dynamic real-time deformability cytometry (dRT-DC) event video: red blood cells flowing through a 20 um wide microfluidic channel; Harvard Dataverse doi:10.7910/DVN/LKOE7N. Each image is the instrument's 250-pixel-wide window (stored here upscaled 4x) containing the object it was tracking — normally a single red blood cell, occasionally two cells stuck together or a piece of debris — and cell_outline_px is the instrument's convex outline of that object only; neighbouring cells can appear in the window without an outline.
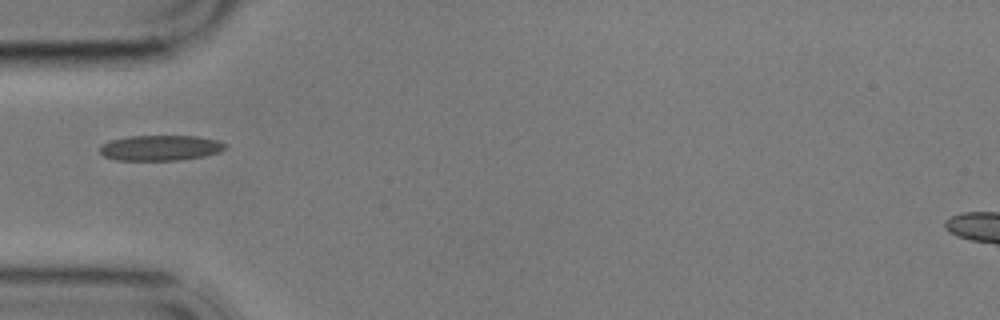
{"species": "common noctule bat (a hibernating species)", "species_latin": "Nyctalus noctula", "temperature_condition": "cold", "stored_images_in_passage": 3, "camera_frame_rate_fps": 3000, "um_per_image_px": 0.085, "animal": {"sex": "male", "body_mass_g": 17.9}, "frame": {"image": 1, "passage_image": 1, "time_ms": 0.0, "image_size_px": [1000, 320], "cell_outline_px": [[228, 144], [220, 152], [204, 156], [180, 160], [116, 160], [104, 156], [100, 152], [100, 144], [112, 140], [128, 136], [200, 136], [220, 140]], "centroid_in_image_um": [13.67, 12.56], "position_along_channel_um": 71.3, "area_um2": 18.73}}
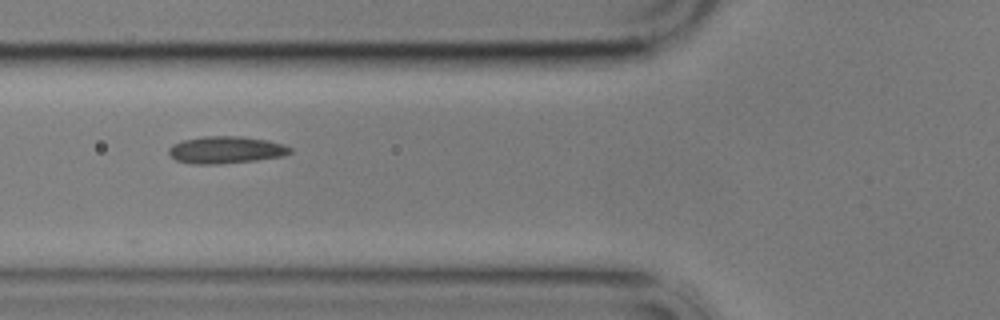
{"frame": {"image": 2, "passage_image": 2, "time_ms": 1.0, "image_size_px": [1000, 320], "cell_outline_px": [[292, 152], [284, 156], [256, 160], [220, 164], [192, 164], [176, 160], [168, 152], [168, 148], [172, 144], [184, 140], [204, 136], [240, 136], [268, 140], [284, 144], [292, 148]], "centroid_in_image_um": [19.22, 12.74], "position_along_channel_um": 106.6, "area_um2": 19.31}}
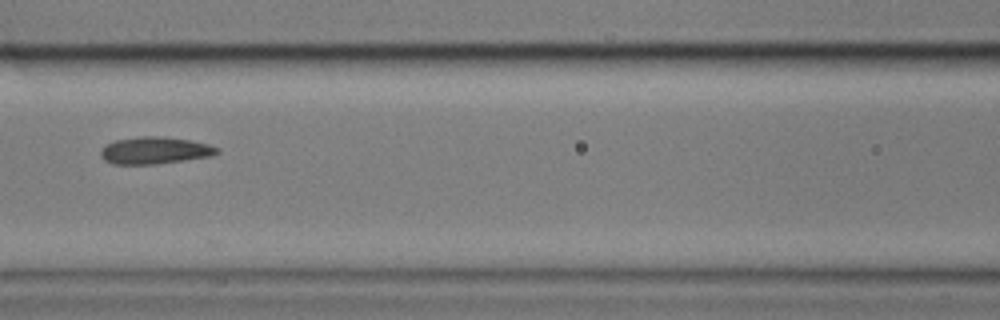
{"frame": {"image": 3, "passage_image": 3, "time_ms": 2.333, "image_size_px": [1000, 320], "cell_outline_px": [[220, 152], [212, 156], [156, 164], [112, 164], [104, 160], [100, 156], [100, 152], [108, 144], [116, 140], [140, 136], [160, 136], [188, 140], [208, 144], [220, 148]], "centroid_in_image_um": [13.18, 12.79], "position_along_channel_um": 153.4, "area_um2": 18.26}}